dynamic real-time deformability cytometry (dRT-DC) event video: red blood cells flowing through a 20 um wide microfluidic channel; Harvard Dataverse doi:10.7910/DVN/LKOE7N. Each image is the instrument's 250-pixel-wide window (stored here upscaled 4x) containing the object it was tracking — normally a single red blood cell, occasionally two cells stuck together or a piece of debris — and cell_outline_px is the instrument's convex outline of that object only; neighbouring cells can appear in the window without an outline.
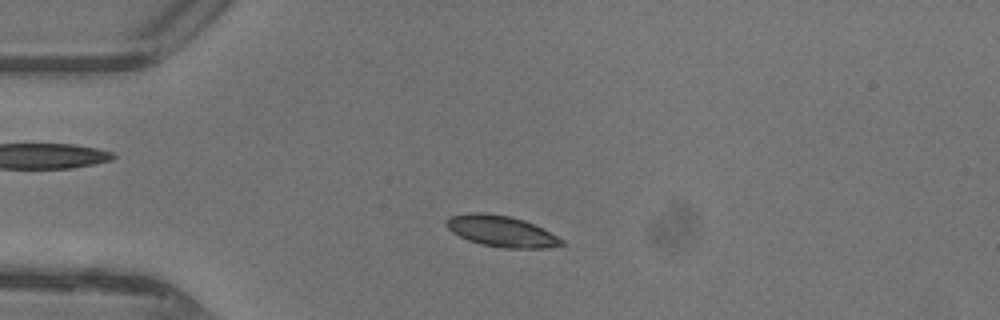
{"species": "common noctule bat (a hibernating species)", "species_latin": "Nyctalus noctula", "temperature_condition": "warm", "stored_images_in_passage": 43, "camera_frame_rate_fps": 3000, "um_per_image_px": 0.085, "animal": {"sex": "female"}, "frame": {"image": 1, "passage_image": 8, "time_ms": 2.333, "image_size_px": [1000, 320], "cell_outline_px": [[564, 244], [548, 248], [504, 248], [480, 244], [468, 240], [452, 232], [444, 224], [444, 220], [452, 216], [472, 212], [484, 212], [508, 216], [524, 220], [564, 240]], "centroid_in_image_um": [42.57, 19.65], "position_along_channel_um": 42.4, "area_um2": 20.69}}
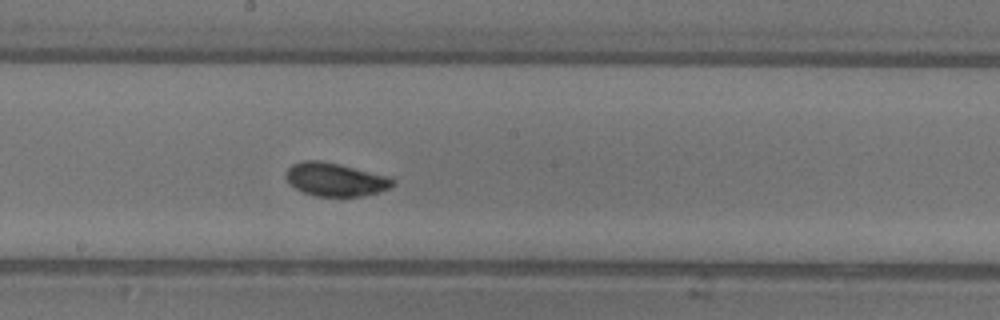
{"frame": {"image": 2, "passage_image": 22, "time_ms": 7.0, "image_size_px": [1000, 320], "cell_outline_px": [[396, 184], [380, 192], [364, 196], [316, 196], [304, 192], [288, 184], [284, 176], [288, 168], [292, 164], [304, 160], [320, 160], [340, 164], [388, 176], [396, 180]], "centroid_in_image_um": [28.5, 15.25], "position_along_channel_um": 219.7, "area_um2": 20.92}}
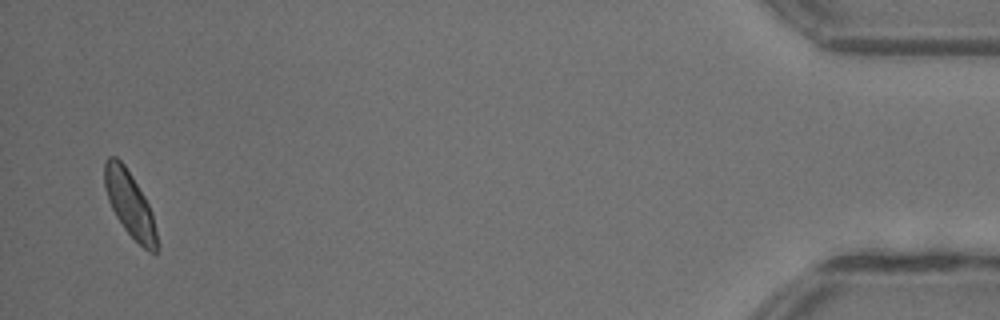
{"frame": {"image": 3, "passage_image": 42, "time_ms": 13.667, "image_size_px": [1000, 320], "cell_outline_px": [[160, 248], [156, 252], [148, 252], [124, 228], [116, 216], [108, 200], [104, 188], [104, 160], [108, 156], [116, 156], [124, 164], [132, 176], [144, 196], [152, 212], [160, 244]], "centroid_in_image_um": [11.04, 17.36], "position_along_channel_um": 424.2, "area_um2": 20.11}, "authors_computed_cell_mechanics": {"area_um2": 20.1722, "velocity_mm_per_s": 4.3865, "shape_relaxation_time_tau1_ms": 2.0734, "shape_relaxation_time_tau2_ms": null, "deformation_change_tau1": 0.0959, "deformation_change_tau2": null}}